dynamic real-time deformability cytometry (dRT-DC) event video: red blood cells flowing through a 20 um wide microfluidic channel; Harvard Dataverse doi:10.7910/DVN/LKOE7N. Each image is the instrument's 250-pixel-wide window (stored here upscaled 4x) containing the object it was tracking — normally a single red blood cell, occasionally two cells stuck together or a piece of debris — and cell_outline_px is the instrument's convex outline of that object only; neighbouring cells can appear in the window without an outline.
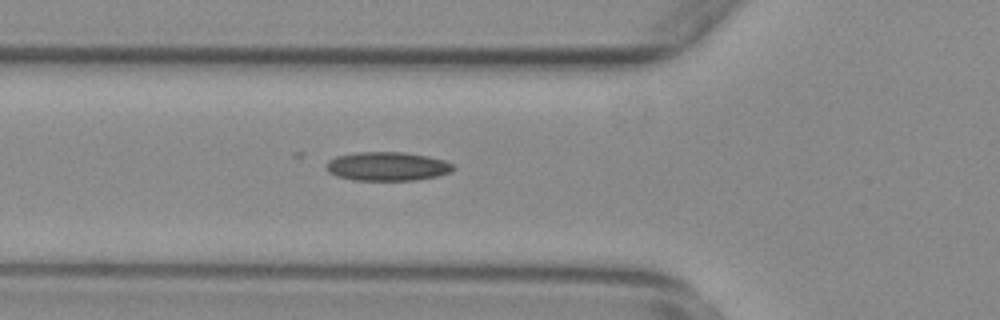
{"species": "common noctule bat (a hibernating species)", "species_latin": "Nyctalus noctula", "temperature_condition": "warm", "stored_images_in_passage": 48, "camera_frame_rate_fps": 3000, "um_per_image_px": 0.085, "animal": {"sex": "female", "body_mass_g": 29.2, "forearm_length_mm": 56.3}, "frame": {"image": 1, "passage_image": 15, "time_ms": 4.667, "image_size_px": [1000, 320], "cell_outline_px": [[456, 168], [452, 172], [436, 176], [416, 180], [352, 180], [336, 176], [328, 172], [328, 160], [336, 156], [356, 152], [404, 152], [428, 156], [444, 160], [452, 164]], "centroid_in_image_um": [32.94, 14.14], "position_along_channel_um": 92.9, "area_um2": 21.39}}
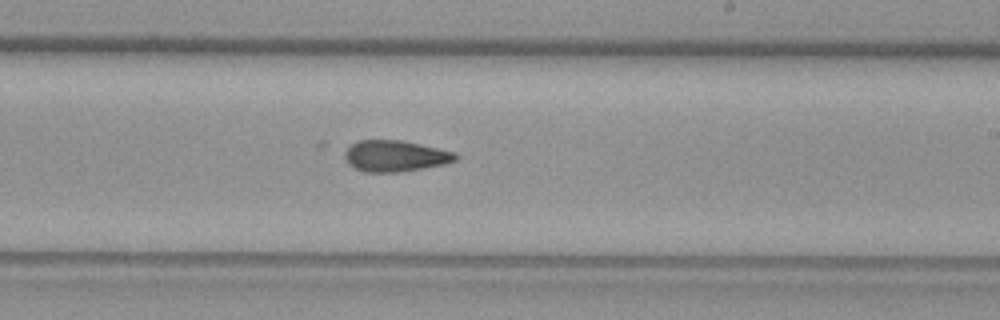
{"frame": {"image": 2, "passage_image": 28, "time_ms": 9.0, "image_size_px": [1000, 320], "cell_outline_px": [[460, 156], [456, 160], [444, 164], [424, 168], [400, 172], [364, 172], [348, 164], [344, 156], [344, 152], [352, 144], [360, 140], [400, 140], [456, 152]], "centroid_in_image_um": [33.6, 13.26], "position_along_channel_um": 255.4, "area_um2": 20.11}}
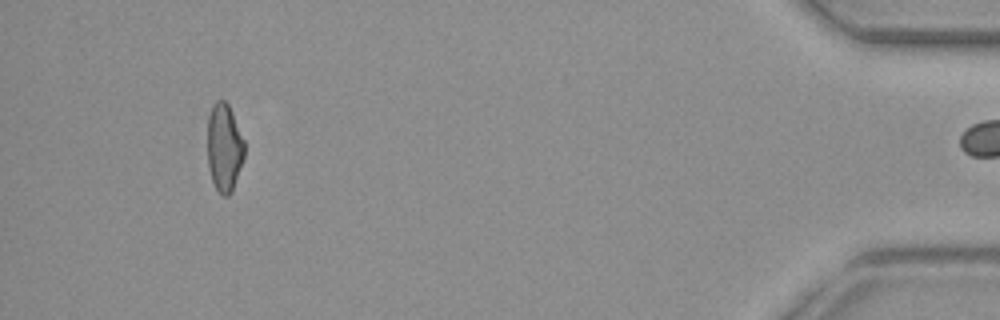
{"frame": {"image": 3, "passage_image": 47, "time_ms": 15.333, "image_size_px": [1000, 320], "cell_outline_px": [[244, 156], [232, 192], [228, 196], [224, 196], [216, 188], [212, 180], [208, 168], [208, 116], [212, 104], [216, 100], [224, 100], [228, 104], [232, 112], [244, 140]], "centroid_in_image_um": [19.05, 12.52], "position_along_channel_um": 416.1, "area_um2": 18.9}}